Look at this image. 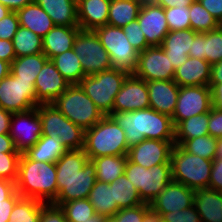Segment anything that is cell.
<instances>
[{
  "label": "cell",
  "mask_w": 222,
  "mask_h": 222,
  "mask_svg": "<svg viewBox=\"0 0 222 222\" xmlns=\"http://www.w3.org/2000/svg\"><path fill=\"white\" fill-rule=\"evenodd\" d=\"M143 2L130 0H111L108 25L123 27L138 18Z\"/></svg>",
  "instance_id": "cell-36"
},
{
  "label": "cell",
  "mask_w": 222,
  "mask_h": 222,
  "mask_svg": "<svg viewBox=\"0 0 222 222\" xmlns=\"http://www.w3.org/2000/svg\"><path fill=\"white\" fill-rule=\"evenodd\" d=\"M129 43L132 47L139 53L150 47L147 43L146 38L143 34V31L140 28L138 20L135 19L129 24L122 27Z\"/></svg>",
  "instance_id": "cell-45"
},
{
  "label": "cell",
  "mask_w": 222,
  "mask_h": 222,
  "mask_svg": "<svg viewBox=\"0 0 222 222\" xmlns=\"http://www.w3.org/2000/svg\"><path fill=\"white\" fill-rule=\"evenodd\" d=\"M194 190L171 181L150 203V207L161 215L176 210L182 211L193 205Z\"/></svg>",
  "instance_id": "cell-20"
},
{
  "label": "cell",
  "mask_w": 222,
  "mask_h": 222,
  "mask_svg": "<svg viewBox=\"0 0 222 222\" xmlns=\"http://www.w3.org/2000/svg\"><path fill=\"white\" fill-rule=\"evenodd\" d=\"M212 106V91L209 86L180 87L172 117L174 127L190 117L208 113Z\"/></svg>",
  "instance_id": "cell-13"
},
{
  "label": "cell",
  "mask_w": 222,
  "mask_h": 222,
  "mask_svg": "<svg viewBox=\"0 0 222 222\" xmlns=\"http://www.w3.org/2000/svg\"><path fill=\"white\" fill-rule=\"evenodd\" d=\"M130 1H136V2H146V1H148V0H130Z\"/></svg>",
  "instance_id": "cell-67"
},
{
  "label": "cell",
  "mask_w": 222,
  "mask_h": 222,
  "mask_svg": "<svg viewBox=\"0 0 222 222\" xmlns=\"http://www.w3.org/2000/svg\"><path fill=\"white\" fill-rule=\"evenodd\" d=\"M201 5L222 24V0H198Z\"/></svg>",
  "instance_id": "cell-52"
},
{
  "label": "cell",
  "mask_w": 222,
  "mask_h": 222,
  "mask_svg": "<svg viewBox=\"0 0 222 222\" xmlns=\"http://www.w3.org/2000/svg\"><path fill=\"white\" fill-rule=\"evenodd\" d=\"M15 185L21 197L52 203L58 195L56 164L31 160L22 153Z\"/></svg>",
  "instance_id": "cell-3"
},
{
  "label": "cell",
  "mask_w": 222,
  "mask_h": 222,
  "mask_svg": "<svg viewBox=\"0 0 222 222\" xmlns=\"http://www.w3.org/2000/svg\"><path fill=\"white\" fill-rule=\"evenodd\" d=\"M49 59L43 54H33L15 58L10 72L19 80L36 81L38 73Z\"/></svg>",
  "instance_id": "cell-34"
},
{
  "label": "cell",
  "mask_w": 222,
  "mask_h": 222,
  "mask_svg": "<svg viewBox=\"0 0 222 222\" xmlns=\"http://www.w3.org/2000/svg\"><path fill=\"white\" fill-rule=\"evenodd\" d=\"M149 108L147 82L129 74L116 95L113 112H129Z\"/></svg>",
  "instance_id": "cell-18"
},
{
  "label": "cell",
  "mask_w": 222,
  "mask_h": 222,
  "mask_svg": "<svg viewBox=\"0 0 222 222\" xmlns=\"http://www.w3.org/2000/svg\"><path fill=\"white\" fill-rule=\"evenodd\" d=\"M128 75L125 71L111 68L85 76L79 85L104 115H110L116 95Z\"/></svg>",
  "instance_id": "cell-7"
},
{
  "label": "cell",
  "mask_w": 222,
  "mask_h": 222,
  "mask_svg": "<svg viewBox=\"0 0 222 222\" xmlns=\"http://www.w3.org/2000/svg\"><path fill=\"white\" fill-rule=\"evenodd\" d=\"M158 5L163 8L190 6L195 0H154Z\"/></svg>",
  "instance_id": "cell-60"
},
{
  "label": "cell",
  "mask_w": 222,
  "mask_h": 222,
  "mask_svg": "<svg viewBox=\"0 0 222 222\" xmlns=\"http://www.w3.org/2000/svg\"><path fill=\"white\" fill-rule=\"evenodd\" d=\"M15 192V182L0 178V204H7V199H9Z\"/></svg>",
  "instance_id": "cell-53"
},
{
  "label": "cell",
  "mask_w": 222,
  "mask_h": 222,
  "mask_svg": "<svg viewBox=\"0 0 222 222\" xmlns=\"http://www.w3.org/2000/svg\"><path fill=\"white\" fill-rule=\"evenodd\" d=\"M50 16L55 25L79 26L77 4L72 0H33Z\"/></svg>",
  "instance_id": "cell-29"
},
{
  "label": "cell",
  "mask_w": 222,
  "mask_h": 222,
  "mask_svg": "<svg viewBox=\"0 0 222 222\" xmlns=\"http://www.w3.org/2000/svg\"><path fill=\"white\" fill-rule=\"evenodd\" d=\"M208 188L222 192V158L215 157L212 160V169Z\"/></svg>",
  "instance_id": "cell-51"
},
{
  "label": "cell",
  "mask_w": 222,
  "mask_h": 222,
  "mask_svg": "<svg viewBox=\"0 0 222 222\" xmlns=\"http://www.w3.org/2000/svg\"><path fill=\"white\" fill-rule=\"evenodd\" d=\"M39 222H67V219L60 206L45 203L40 211Z\"/></svg>",
  "instance_id": "cell-49"
},
{
  "label": "cell",
  "mask_w": 222,
  "mask_h": 222,
  "mask_svg": "<svg viewBox=\"0 0 222 222\" xmlns=\"http://www.w3.org/2000/svg\"><path fill=\"white\" fill-rule=\"evenodd\" d=\"M66 151V147L58 136L54 138L42 135L39 141L24 154L31 160L55 163Z\"/></svg>",
  "instance_id": "cell-30"
},
{
  "label": "cell",
  "mask_w": 222,
  "mask_h": 222,
  "mask_svg": "<svg viewBox=\"0 0 222 222\" xmlns=\"http://www.w3.org/2000/svg\"><path fill=\"white\" fill-rule=\"evenodd\" d=\"M189 57L214 64L222 60V25L205 33H198L189 51Z\"/></svg>",
  "instance_id": "cell-23"
},
{
  "label": "cell",
  "mask_w": 222,
  "mask_h": 222,
  "mask_svg": "<svg viewBox=\"0 0 222 222\" xmlns=\"http://www.w3.org/2000/svg\"><path fill=\"white\" fill-rule=\"evenodd\" d=\"M188 153L213 160L216 155L217 138L210 135L187 139L180 145Z\"/></svg>",
  "instance_id": "cell-42"
},
{
  "label": "cell",
  "mask_w": 222,
  "mask_h": 222,
  "mask_svg": "<svg viewBox=\"0 0 222 222\" xmlns=\"http://www.w3.org/2000/svg\"><path fill=\"white\" fill-rule=\"evenodd\" d=\"M208 132L214 138L222 137V109L212 106L209 111Z\"/></svg>",
  "instance_id": "cell-50"
},
{
  "label": "cell",
  "mask_w": 222,
  "mask_h": 222,
  "mask_svg": "<svg viewBox=\"0 0 222 222\" xmlns=\"http://www.w3.org/2000/svg\"><path fill=\"white\" fill-rule=\"evenodd\" d=\"M88 199L95 212L107 218H111L119 211L117 202L114 201L113 187H110L109 183L96 180Z\"/></svg>",
  "instance_id": "cell-31"
},
{
  "label": "cell",
  "mask_w": 222,
  "mask_h": 222,
  "mask_svg": "<svg viewBox=\"0 0 222 222\" xmlns=\"http://www.w3.org/2000/svg\"><path fill=\"white\" fill-rule=\"evenodd\" d=\"M42 135L58 136L67 150L84 148L85 131L67 119L53 104H39Z\"/></svg>",
  "instance_id": "cell-10"
},
{
  "label": "cell",
  "mask_w": 222,
  "mask_h": 222,
  "mask_svg": "<svg viewBox=\"0 0 222 222\" xmlns=\"http://www.w3.org/2000/svg\"><path fill=\"white\" fill-rule=\"evenodd\" d=\"M51 104L84 131L90 129L105 116L79 84L70 85Z\"/></svg>",
  "instance_id": "cell-5"
},
{
  "label": "cell",
  "mask_w": 222,
  "mask_h": 222,
  "mask_svg": "<svg viewBox=\"0 0 222 222\" xmlns=\"http://www.w3.org/2000/svg\"><path fill=\"white\" fill-rule=\"evenodd\" d=\"M212 105L215 108L222 109V82L216 84L212 89Z\"/></svg>",
  "instance_id": "cell-61"
},
{
  "label": "cell",
  "mask_w": 222,
  "mask_h": 222,
  "mask_svg": "<svg viewBox=\"0 0 222 222\" xmlns=\"http://www.w3.org/2000/svg\"><path fill=\"white\" fill-rule=\"evenodd\" d=\"M127 155H107L91 159L96 168V180L111 183L125 172Z\"/></svg>",
  "instance_id": "cell-32"
},
{
  "label": "cell",
  "mask_w": 222,
  "mask_h": 222,
  "mask_svg": "<svg viewBox=\"0 0 222 222\" xmlns=\"http://www.w3.org/2000/svg\"><path fill=\"white\" fill-rule=\"evenodd\" d=\"M172 181L193 190L209 187L212 160L188 153L175 144L171 152Z\"/></svg>",
  "instance_id": "cell-6"
},
{
  "label": "cell",
  "mask_w": 222,
  "mask_h": 222,
  "mask_svg": "<svg viewBox=\"0 0 222 222\" xmlns=\"http://www.w3.org/2000/svg\"><path fill=\"white\" fill-rule=\"evenodd\" d=\"M221 82H222V60L220 62L212 64L209 87L212 89L216 84H219Z\"/></svg>",
  "instance_id": "cell-56"
},
{
  "label": "cell",
  "mask_w": 222,
  "mask_h": 222,
  "mask_svg": "<svg viewBox=\"0 0 222 222\" xmlns=\"http://www.w3.org/2000/svg\"><path fill=\"white\" fill-rule=\"evenodd\" d=\"M191 29L197 33H205L218 28L221 24L198 0L189 6Z\"/></svg>",
  "instance_id": "cell-41"
},
{
  "label": "cell",
  "mask_w": 222,
  "mask_h": 222,
  "mask_svg": "<svg viewBox=\"0 0 222 222\" xmlns=\"http://www.w3.org/2000/svg\"><path fill=\"white\" fill-rule=\"evenodd\" d=\"M33 0H0V3L9 10L17 12L19 9L30 4Z\"/></svg>",
  "instance_id": "cell-58"
},
{
  "label": "cell",
  "mask_w": 222,
  "mask_h": 222,
  "mask_svg": "<svg viewBox=\"0 0 222 222\" xmlns=\"http://www.w3.org/2000/svg\"><path fill=\"white\" fill-rule=\"evenodd\" d=\"M16 58L11 40L0 39V59L11 64Z\"/></svg>",
  "instance_id": "cell-54"
},
{
  "label": "cell",
  "mask_w": 222,
  "mask_h": 222,
  "mask_svg": "<svg viewBox=\"0 0 222 222\" xmlns=\"http://www.w3.org/2000/svg\"><path fill=\"white\" fill-rule=\"evenodd\" d=\"M164 222H202L194 205L185 210L170 212L162 215Z\"/></svg>",
  "instance_id": "cell-47"
},
{
  "label": "cell",
  "mask_w": 222,
  "mask_h": 222,
  "mask_svg": "<svg viewBox=\"0 0 222 222\" xmlns=\"http://www.w3.org/2000/svg\"><path fill=\"white\" fill-rule=\"evenodd\" d=\"M19 27V18L17 12L11 11L0 20V39L13 40Z\"/></svg>",
  "instance_id": "cell-48"
},
{
  "label": "cell",
  "mask_w": 222,
  "mask_h": 222,
  "mask_svg": "<svg viewBox=\"0 0 222 222\" xmlns=\"http://www.w3.org/2000/svg\"><path fill=\"white\" fill-rule=\"evenodd\" d=\"M11 64L0 59V80L10 74Z\"/></svg>",
  "instance_id": "cell-63"
},
{
  "label": "cell",
  "mask_w": 222,
  "mask_h": 222,
  "mask_svg": "<svg viewBox=\"0 0 222 222\" xmlns=\"http://www.w3.org/2000/svg\"><path fill=\"white\" fill-rule=\"evenodd\" d=\"M18 152L9 134H0V153Z\"/></svg>",
  "instance_id": "cell-59"
},
{
  "label": "cell",
  "mask_w": 222,
  "mask_h": 222,
  "mask_svg": "<svg viewBox=\"0 0 222 222\" xmlns=\"http://www.w3.org/2000/svg\"><path fill=\"white\" fill-rule=\"evenodd\" d=\"M21 157L19 152L0 153V178L16 182L18 165Z\"/></svg>",
  "instance_id": "cell-44"
},
{
  "label": "cell",
  "mask_w": 222,
  "mask_h": 222,
  "mask_svg": "<svg viewBox=\"0 0 222 222\" xmlns=\"http://www.w3.org/2000/svg\"><path fill=\"white\" fill-rule=\"evenodd\" d=\"M109 184L110 187H113L114 201L117 202L119 210L143 204L137 188L125 174H122L116 181Z\"/></svg>",
  "instance_id": "cell-37"
},
{
  "label": "cell",
  "mask_w": 222,
  "mask_h": 222,
  "mask_svg": "<svg viewBox=\"0 0 222 222\" xmlns=\"http://www.w3.org/2000/svg\"><path fill=\"white\" fill-rule=\"evenodd\" d=\"M83 149L89 160L107 155H128L129 152L124 130L110 115L85 130Z\"/></svg>",
  "instance_id": "cell-4"
},
{
  "label": "cell",
  "mask_w": 222,
  "mask_h": 222,
  "mask_svg": "<svg viewBox=\"0 0 222 222\" xmlns=\"http://www.w3.org/2000/svg\"><path fill=\"white\" fill-rule=\"evenodd\" d=\"M175 141L145 139L129 148L128 159L145 168L158 164H171V152Z\"/></svg>",
  "instance_id": "cell-17"
},
{
  "label": "cell",
  "mask_w": 222,
  "mask_h": 222,
  "mask_svg": "<svg viewBox=\"0 0 222 222\" xmlns=\"http://www.w3.org/2000/svg\"><path fill=\"white\" fill-rule=\"evenodd\" d=\"M211 67L206 60L188 57L175 69L173 80L180 86H209Z\"/></svg>",
  "instance_id": "cell-25"
},
{
  "label": "cell",
  "mask_w": 222,
  "mask_h": 222,
  "mask_svg": "<svg viewBox=\"0 0 222 222\" xmlns=\"http://www.w3.org/2000/svg\"><path fill=\"white\" fill-rule=\"evenodd\" d=\"M124 174L137 188L143 203L150 204L172 181L171 164H158L145 168L127 158Z\"/></svg>",
  "instance_id": "cell-8"
},
{
  "label": "cell",
  "mask_w": 222,
  "mask_h": 222,
  "mask_svg": "<svg viewBox=\"0 0 222 222\" xmlns=\"http://www.w3.org/2000/svg\"><path fill=\"white\" fill-rule=\"evenodd\" d=\"M169 31L185 30L191 28L189 6L164 8Z\"/></svg>",
  "instance_id": "cell-43"
},
{
  "label": "cell",
  "mask_w": 222,
  "mask_h": 222,
  "mask_svg": "<svg viewBox=\"0 0 222 222\" xmlns=\"http://www.w3.org/2000/svg\"><path fill=\"white\" fill-rule=\"evenodd\" d=\"M217 158H222V137L217 139V146H216V155Z\"/></svg>",
  "instance_id": "cell-64"
},
{
  "label": "cell",
  "mask_w": 222,
  "mask_h": 222,
  "mask_svg": "<svg viewBox=\"0 0 222 222\" xmlns=\"http://www.w3.org/2000/svg\"><path fill=\"white\" fill-rule=\"evenodd\" d=\"M193 205L202 222H222V192L208 187L195 189Z\"/></svg>",
  "instance_id": "cell-27"
},
{
  "label": "cell",
  "mask_w": 222,
  "mask_h": 222,
  "mask_svg": "<svg viewBox=\"0 0 222 222\" xmlns=\"http://www.w3.org/2000/svg\"><path fill=\"white\" fill-rule=\"evenodd\" d=\"M106 220H107L106 216L97 213V221H86V222H106Z\"/></svg>",
  "instance_id": "cell-66"
},
{
  "label": "cell",
  "mask_w": 222,
  "mask_h": 222,
  "mask_svg": "<svg viewBox=\"0 0 222 222\" xmlns=\"http://www.w3.org/2000/svg\"><path fill=\"white\" fill-rule=\"evenodd\" d=\"M150 208V204L143 203L132 208L120 209L111 218L114 222H143L144 213Z\"/></svg>",
  "instance_id": "cell-46"
},
{
  "label": "cell",
  "mask_w": 222,
  "mask_h": 222,
  "mask_svg": "<svg viewBox=\"0 0 222 222\" xmlns=\"http://www.w3.org/2000/svg\"><path fill=\"white\" fill-rule=\"evenodd\" d=\"M79 26L55 25L43 38V54L51 60L54 56L73 49Z\"/></svg>",
  "instance_id": "cell-26"
},
{
  "label": "cell",
  "mask_w": 222,
  "mask_h": 222,
  "mask_svg": "<svg viewBox=\"0 0 222 222\" xmlns=\"http://www.w3.org/2000/svg\"><path fill=\"white\" fill-rule=\"evenodd\" d=\"M111 0H80L77 18L81 30L94 31L107 25Z\"/></svg>",
  "instance_id": "cell-24"
},
{
  "label": "cell",
  "mask_w": 222,
  "mask_h": 222,
  "mask_svg": "<svg viewBox=\"0 0 222 222\" xmlns=\"http://www.w3.org/2000/svg\"><path fill=\"white\" fill-rule=\"evenodd\" d=\"M143 222H164L162 215L154 211L151 207L144 213Z\"/></svg>",
  "instance_id": "cell-62"
},
{
  "label": "cell",
  "mask_w": 222,
  "mask_h": 222,
  "mask_svg": "<svg viewBox=\"0 0 222 222\" xmlns=\"http://www.w3.org/2000/svg\"><path fill=\"white\" fill-rule=\"evenodd\" d=\"M209 112L195 115L179 122L174 127L175 144L181 145L187 139L209 135L208 132Z\"/></svg>",
  "instance_id": "cell-33"
},
{
  "label": "cell",
  "mask_w": 222,
  "mask_h": 222,
  "mask_svg": "<svg viewBox=\"0 0 222 222\" xmlns=\"http://www.w3.org/2000/svg\"><path fill=\"white\" fill-rule=\"evenodd\" d=\"M51 61L70 85L79 84L86 76L81 66L80 58L73 49L54 56Z\"/></svg>",
  "instance_id": "cell-35"
},
{
  "label": "cell",
  "mask_w": 222,
  "mask_h": 222,
  "mask_svg": "<svg viewBox=\"0 0 222 222\" xmlns=\"http://www.w3.org/2000/svg\"><path fill=\"white\" fill-rule=\"evenodd\" d=\"M106 222H114L112 218H107Z\"/></svg>",
  "instance_id": "cell-68"
},
{
  "label": "cell",
  "mask_w": 222,
  "mask_h": 222,
  "mask_svg": "<svg viewBox=\"0 0 222 222\" xmlns=\"http://www.w3.org/2000/svg\"><path fill=\"white\" fill-rule=\"evenodd\" d=\"M11 12L7 7L0 3V20Z\"/></svg>",
  "instance_id": "cell-65"
},
{
  "label": "cell",
  "mask_w": 222,
  "mask_h": 222,
  "mask_svg": "<svg viewBox=\"0 0 222 222\" xmlns=\"http://www.w3.org/2000/svg\"><path fill=\"white\" fill-rule=\"evenodd\" d=\"M72 1H74L77 4L80 0H72Z\"/></svg>",
  "instance_id": "cell-69"
},
{
  "label": "cell",
  "mask_w": 222,
  "mask_h": 222,
  "mask_svg": "<svg viewBox=\"0 0 222 222\" xmlns=\"http://www.w3.org/2000/svg\"><path fill=\"white\" fill-rule=\"evenodd\" d=\"M110 116L124 130L128 147L145 139L174 141L172 118L152 108L112 112Z\"/></svg>",
  "instance_id": "cell-2"
},
{
  "label": "cell",
  "mask_w": 222,
  "mask_h": 222,
  "mask_svg": "<svg viewBox=\"0 0 222 222\" xmlns=\"http://www.w3.org/2000/svg\"><path fill=\"white\" fill-rule=\"evenodd\" d=\"M44 204L37 199L20 197L13 206L8 222H39Z\"/></svg>",
  "instance_id": "cell-39"
},
{
  "label": "cell",
  "mask_w": 222,
  "mask_h": 222,
  "mask_svg": "<svg viewBox=\"0 0 222 222\" xmlns=\"http://www.w3.org/2000/svg\"><path fill=\"white\" fill-rule=\"evenodd\" d=\"M21 195L16 191L9 199L7 204H0V222H8L13 206Z\"/></svg>",
  "instance_id": "cell-55"
},
{
  "label": "cell",
  "mask_w": 222,
  "mask_h": 222,
  "mask_svg": "<svg viewBox=\"0 0 222 222\" xmlns=\"http://www.w3.org/2000/svg\"><path fill=\"white\" fill-rule=\"evenodd\" d=\"M73 50L79 56L86 76L112 68L110 56L94 31L80 30Z\"/></svg>",
  "instance_id": "cell-11"
},
{
  "label": "cell",
  "mask_w": 222,
  "mask_h": 222,
  "mask_svg": "<svg viewBox=\"0 0 222 222\" xmlns=\"http://www.w3.org/2000/svg\"><path fill=\"white\" fill-rule=\"evenodd\" d=\"M12 113L0 107V134L10 133V121Z\"/></svg>",
  "instance_id": "cell-57"
},
{
  "label": "cell",
  "mask_w": 222,
  "mask_h": 222,
  "mask_svg": "<svg viewBox=\"0 0 222 222\" xmlns=\"http://www.w3.org/2000/svg\"><path fill=\"white\" fill-rule=\"evenodd\" d=\"M17 15L19 26L31 30L41 38L55 26L50 16L34 1L19 9Z\"/></svg>",
  "instance_id": "cell-28"
},
{
  "label": "cell",
  "mask_w": 222,
  "mask_h": 222,
  "mask_svg": "<svg viewBox=\"0 0 222 222\" xmlns=\"http://www.w3.org/2000/svg\"><path fill=\"white\" fill-rule=\"evenodd\" d=\"M133 74L146 82L173 80L175 69L161 46H150L139 53L138 67Z\"/></svg>",
  "instance_id": "cell-15"
},
{
  "label": "cell",
  "mask_w": 222,
  "mask_h": 222,
  "mask_svg": "<svg viewBox=\"0 0 222 222\" xmlns=\"http://www.w3.org/2000/svg\"><path fill=\"white\" fill-rule=\"evenodd\" d=\"M9 135L19 153L22 154L33 147L42 136L38 106L27 111L13 113Z\"/></svg>",
  "instance_id": "cell-14"
},
{
  "label": "cell",
  "mask_w": 222,
  "mask_h": 222,
  "mask_svg": "<svg viewBox=\"0 0 222 222\" xmlns=\"http://www.w3.org/2000/svg\"><path fill=\"white\" fill-rule=\"evenodd\" d=\"M35 81L19 80L11 72L0 80V107L13 113L37 107Z\"/></svg>",
  "instance_id": "cell-12"
},
{
  "label": "cell",
  "mask_w": 222,
  "mask_h": 222,
  "mask_svg": "<svg viewBox=\"0 0 222 222\" xmlns=\"http://www.w3.org/2000/svg\"><path fill=\"white\" fill-rule=\"evenodd\" d=\"M94 32L110 56L112 69L133 74L138 67L139 52L129 43L122 27L107 24Z\"/></svg>",
  "instance_id": "cell-9"
},
{
  "label": "cell",
  "mask_w": 222,
  "mask_h": 222,
  "mask_svg": "<svg viewBox=\"0 0 222 222\" xmlns=\"http://www.w3.org/2000/svg\"><path fill=\"white\" fill-rule=\"evenodd\" d=\"M69 86L70 83L56 69L55 64L48 60L38 73L34 84L36 101L39 104H51Z\"/></svg>",
  "instance_id": "cell-19"
},
{
  "label": "cell",
  "mask_w": 222,
  "mask_h": 222,
  "mask_svg": "<svg viewBox=\"0 0 222 222\" xmlns=\"http://www.w3.org/2000/svg\"><path fill=\"white\" fill-rule=\"evenodd\" d=\"M198 33L191 28L169 31L160 45L172 63L174 69L183 65L189 57L190 48Z\"/></svg>",
  "instance_id": "cell-22"
},
{
  "label": "cell",
  "mask_w": 222,
  "mask_h": 222,
  "mask_svg": "<svg viewBox=\"0 0 222 222\" xmlns=\"http://www.w3.org/2000/svg\"><path fill=\"white\" fill-rule=\"evenodd\" d=\"M60 208L67 222L97 221V213L88 198L65 202Z\"/></svg>",
  "instance_id": "cell-40"
},
{
  "label": "cell",
  "mask_w": 222,
  "mask_h": 222,
  "mask_svg": "<svg viewBox=\"0 0 222 222\" xmlns=\"http://www.w3.org/2000/svg\"><path fill=\"white\" fill-rule=\"evenodd\" d=\"M137 20L147 43L160 46L169 33L164 8L154 0H148L142 4Z\"/></svg>",
  "instance_id": "cell-16"
},
{
  "label": "cell",
  "mask_w": 222,
  "mask_h": 222,
  "mask_svg": "<svg viewBox=\"0 0 222 222\" xmlns=\"http://www.w3.org/2000/svg\"><path fill=\"white\" fill-rule=\"evenodd\" d=\"M12 42L16 58L43 53L42 38L24 27H18Z\"/></svg>",
  "instance_id": "cell-38"
},
{
  "label": "cell",
  "mask_w": 222,
  "mask_h": 222,
  "mask_svg": "<svg viewBox=\"0 0 222 222\" xmlns=\"http://www.w3.org/2000/svg\"><path fill=\"white\" fill-rule=\"evenodd\" d=\"M55 164L58 195L52 204L88 198L96 182V168L84 149L67 150Z\"/></svg>",
  "instance_id": "cell-1"
},
{
  "label": "cell",
  "mask_w": 222,
  "mask_h": 222,
  "mask_svg": "<svg viewBox=\"0 0 222 222\" xmlns=\"http://www.w3.org/2000/svg\"><path fill=\"white\" fill-rule=\"evenodd\" d=\"M149 107L173 117L180 86L174 80L148 81Z\"/></svg>",
  "instance_id": "cell-21"
}]
</instances>
